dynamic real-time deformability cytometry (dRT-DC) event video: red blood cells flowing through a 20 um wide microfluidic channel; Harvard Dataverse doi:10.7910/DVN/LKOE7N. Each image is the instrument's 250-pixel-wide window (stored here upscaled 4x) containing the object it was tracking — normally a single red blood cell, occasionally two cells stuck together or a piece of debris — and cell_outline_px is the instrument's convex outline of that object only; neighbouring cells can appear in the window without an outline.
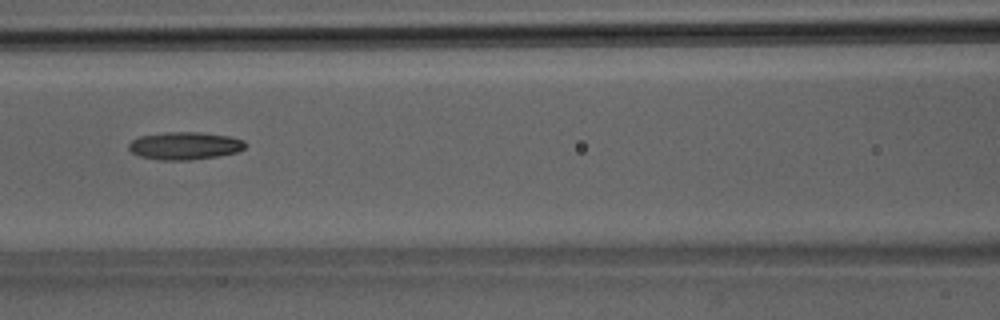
{"species": "Egyptian fruit bat (a non-hibernating species)", "species_latin": "Rousettus aegyptiacus", "temperature_condition": "room temperature", "stored_images_in_passage": 19, "camera_frame_rate_fps": 3000, "um_per_image_px": 0.085, "animal": {"sex": "male"}, "frame": {"image": 1, "passage_image": 8, "time_ms": 2.333, "image_size_px": [1000, 320], "cell_outline_px": [[244, 148], [236, 152], [216, 156], [192, 160], [160, 160], [140, 156], [132, 152], [128, 148], [128, 144], [132, 140], [140, 136], [164, 132], [200, 132], [232, 136], [244, 140]], "centroid_in_image_um": [15.69, 12.38], "position_along_channel_um": 150.9, "area_um2": 18.79}}
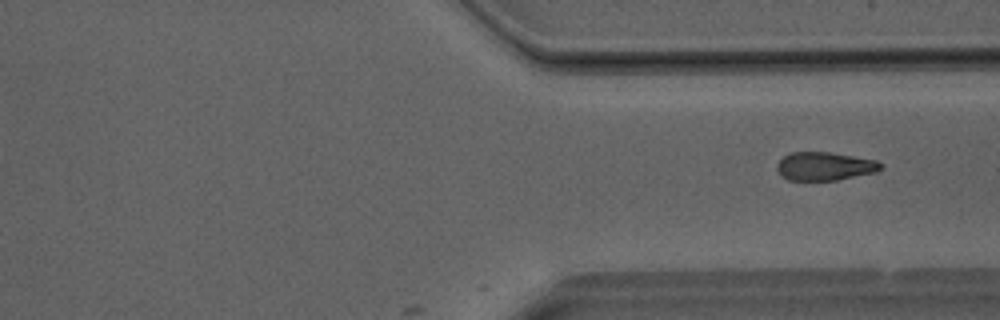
{"frame": {"image": 2, "passage_image": 19, "time_ms": 6.0, "image_size_px": [1000, 320], "cell_outline_px": [[884, 168], [876, 172], [836, 180], [788, 180], [776, 168], [776, 164], [784, 156], [792, 152], [828, 152], [876, 160]], "centroid_in_image_um": [70.1, 14.13], "position_along_channel_um": 341.3, "area_um2": 16.94}}